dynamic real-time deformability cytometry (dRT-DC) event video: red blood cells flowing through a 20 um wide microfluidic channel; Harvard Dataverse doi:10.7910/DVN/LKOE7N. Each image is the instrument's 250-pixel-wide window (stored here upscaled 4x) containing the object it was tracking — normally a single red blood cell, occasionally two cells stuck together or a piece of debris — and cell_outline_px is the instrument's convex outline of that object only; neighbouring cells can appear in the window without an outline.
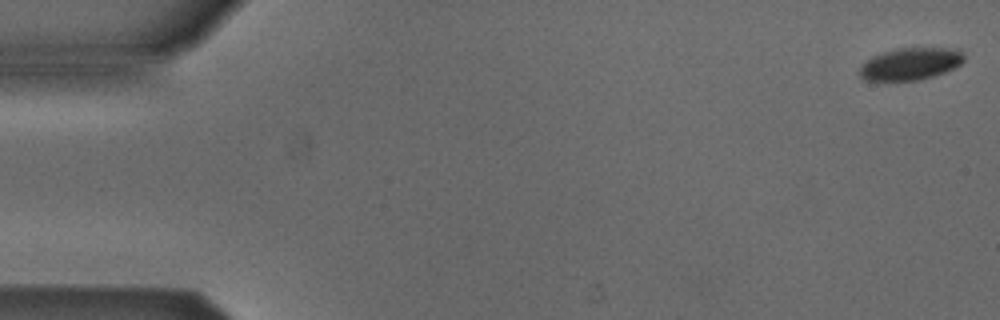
{"species": "Egyptian fruit bat (a non-hibernating species)", "species_latin": "Rousettus aegyptiacus", "temperature_condition": "cold", "stored_images_in_passage": 12, "camera_frame_rate_fps": 3000, "um_per_image_px": 0.085, "animal": {"sex": "male"}, "frame": {"image": 1, "passage_image": 1, "time_ms": 0.0, "image_size_px": [1000, 320], "cell_outline_px": [[964, 60], [956, 68], [920, 80], [864, 80], [860, 76], [860, 68], [872, 56], [896, 48], [960, 48], [964, 52]], "centroid_in_image_um": [77.45, 5.41], "position_along_channel_um": 7.5, "area_um2": 19.54}}
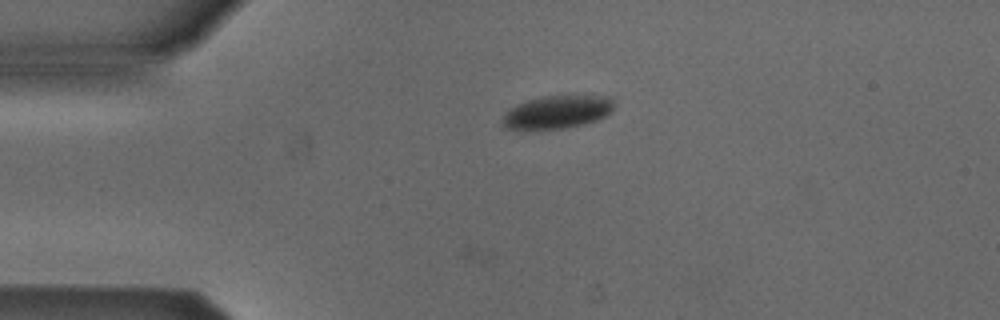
{"frame": {"image": 2, "passage_image": 12, "time_ms": 3.667, "image_size_px": [1000, 320], "cell_outline_px": [[616, 104], [612, 112], [596, 120], [584, 124], [564, 128], [524, 132], [520, 132], [504, 128], [500, 124], [500, 120], [508, 108], [516, 104], [540, 96], [612, 96]], "centroid_in_image_um": [47.27, 9.56], "position_along_channel_um": 37.7, "area_um2": 22.48}}